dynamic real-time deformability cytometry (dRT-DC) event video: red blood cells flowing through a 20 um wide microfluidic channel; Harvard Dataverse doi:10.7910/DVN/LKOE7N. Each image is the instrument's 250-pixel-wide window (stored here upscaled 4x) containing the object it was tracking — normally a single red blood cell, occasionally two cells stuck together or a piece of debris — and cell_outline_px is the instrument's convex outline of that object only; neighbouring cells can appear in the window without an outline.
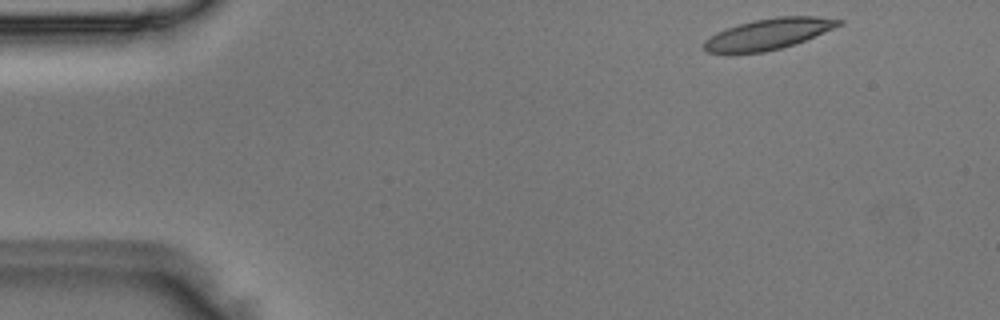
{"species": "Egyptian fruit bat (a non-hibernating species)", "species_latin": "Rousettus aegyptiacus", "temperature_condition": "room temperature", "stored_images_in_passage": 3, "camera_frame_rate_fps": 3000, "um_per_image_px": 0.085, "animal": {"sex": "male"}, "frame": {"image": 1, "passage_image": 1, "time_ms": 0.0, "image_size_px": [1000, 320], "cell_outline_px": [[844, 24], [804, 40], [780, 48], [764, 52], [708, 52], [704, 48], [704, 40], [716, 32], [740, 24], [756, 20], [776, 16], [816, 16], [844, 20]], "centroid_in_image_um": [65.36, 2.87], "position_along_channel_um": 19.6, "area_um2": 23.76}}
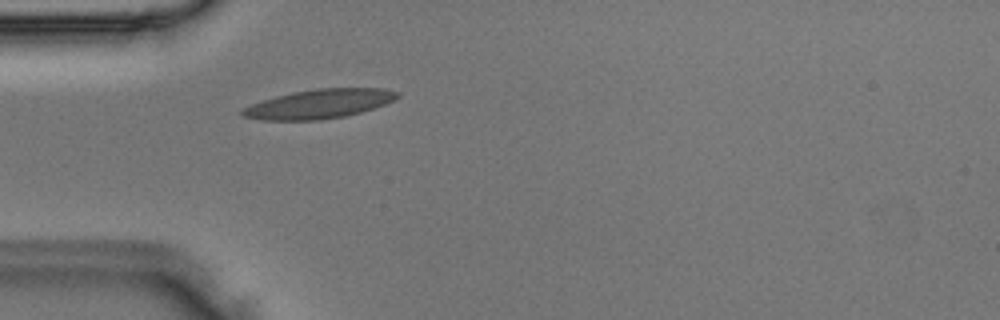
{"frame": {"image": 2, "passage_image": 3, "time_ms": 0.667, "image_size_px": [1000, 320], "cell_outline_px": [[400, 96], [384, 104], [360, 112], [344, 116], [320, 120], [260, 120], [244, 116], [240, 112], [244, 108], [252, 104], [276, 96], [292, 92], [316, 88], [384, 88], [400, 92]], "centroid_in_image_um": [27.14, 8.82], "position_along_channel_um": 57.9, "area_um2": 26.13}}